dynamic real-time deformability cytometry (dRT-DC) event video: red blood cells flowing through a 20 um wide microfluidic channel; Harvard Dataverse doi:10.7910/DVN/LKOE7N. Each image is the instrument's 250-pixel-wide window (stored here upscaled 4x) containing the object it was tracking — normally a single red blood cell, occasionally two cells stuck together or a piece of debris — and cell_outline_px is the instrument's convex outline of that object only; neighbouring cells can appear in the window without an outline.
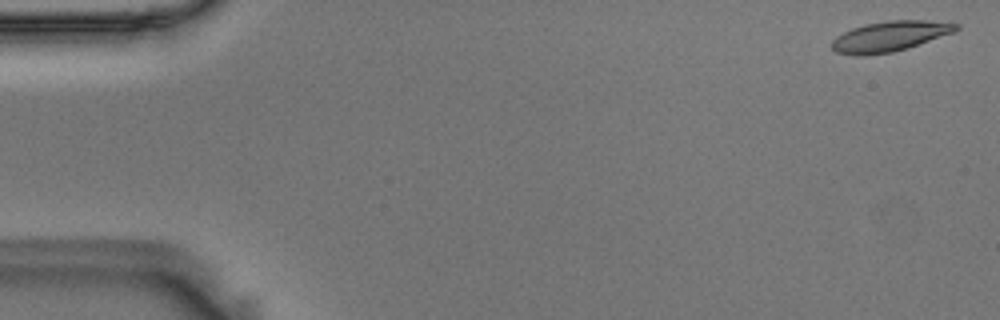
{"species": "Egyptian fruit bat (a non-hibernating species)", "species_latin": "Rousettus aegyptiacus", "temperature_condition": "room temperature", "stored_images_in_passage": 18, "camera_frame_rate_fps": 3000, "um_per_image_px": 0.085, "animal": {"sex": "male"}, "frame": {"image": 1, "passage_image": 2, "time_ms": 0.333, "image_size_px": [1000, 320], "cell_outline_px": [[960, 28], [956, 32], [908, 48], [892, 52], [864, 56], [856, 56], [836, 52], [832, 48], [832, 40], [836, 36], [852, 28], [864, 24], [888, 20], [924, 20], [960, 24]], "centroid_in_image_um": [75.65, 3.09], "position_along_channel_um": 9.4, "area_um2": 22.14}}
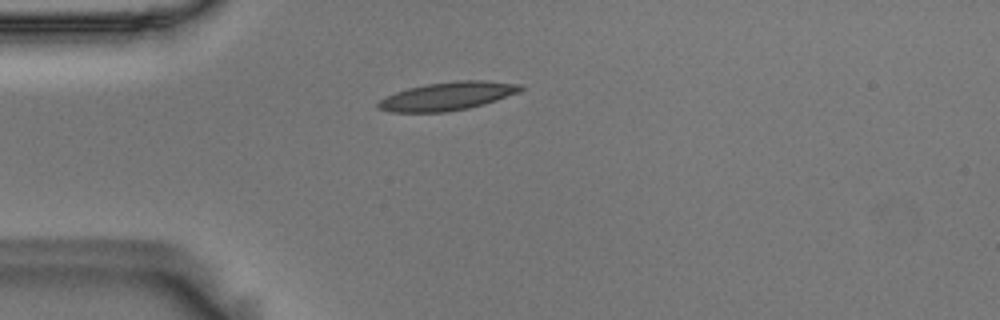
{"frame": {"image": 2, "passage_image": 15, "time_ms": 4.667, "image_size_px": [1000, 320], "cell_outline_px": [[524, 88], [520, 92], [484, 104], [468, 108], [444, 112], [392, 112], [376, 108], [376, 104], [380, 100], [396, 92], [408, 88], [428, 84], [460, 80], [484, 80], [524, 84]], "centroid_in_image_um": [38.07, 8.17], "position_along_channel_um": 46.9, "area_um2": 23.41}}